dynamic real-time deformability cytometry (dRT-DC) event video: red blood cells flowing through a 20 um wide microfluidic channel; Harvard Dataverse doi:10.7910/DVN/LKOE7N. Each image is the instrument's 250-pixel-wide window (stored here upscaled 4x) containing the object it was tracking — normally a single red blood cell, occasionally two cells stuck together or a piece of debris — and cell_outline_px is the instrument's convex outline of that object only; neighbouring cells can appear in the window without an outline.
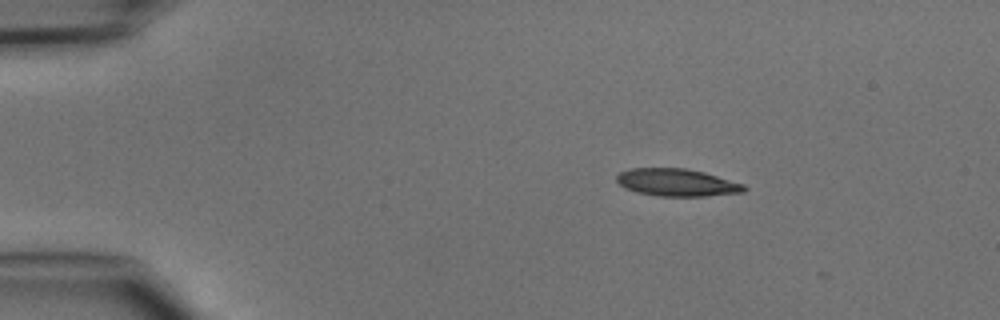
{"species": "common noctule bat (a hibernating species)", "species_latin": "Nyctalus noctula", "temperature_condition": "cold", "stored_images_in_passage": 35, "camera_frame_rate_fps": 3000, "um_per_image_px": 0.085, "animal": {"sex": "male", "body_mass_g": 15.6}, "frame": {"image": 1, "passage_image": 1, "time_ms": 0.0, "image_size_px": [1000, 320], "cell_outline_px": [[748, 188], [744, 192], [704, 196], [660, 196], [636, 192], [624, 188], [616, 180], [616, 176], [620, 172], [632, 168], [684, 168], [704, 172], [744, 184]], "centroid_in_image_um": [57.53, 15.51], "position_along_channel_um": 27.5, "area_um2": 20.35}}
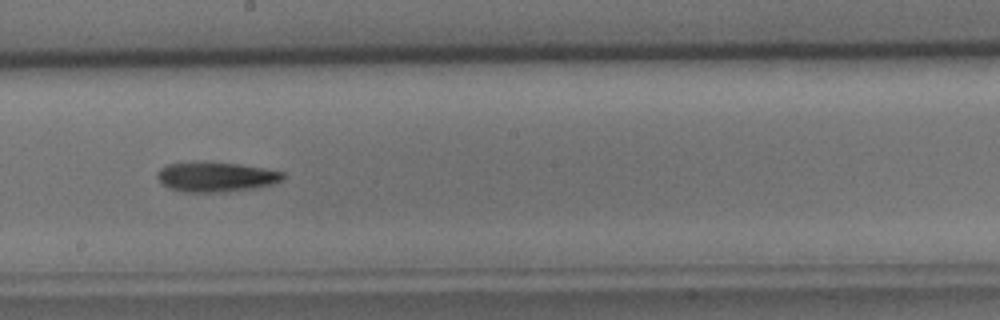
{"frame": {"image": 2, "passage_image": 20, "time_ms": 6.333, "image_size_px": [1000, 320], "cell_outline_px": [[284, 176], [280, 180], [272, 184], [256, 188], [228, 192], [180, 192], [168, 188], [156, 176], [156, 172], [160, 168], [168, 164], [236, 164], [284, 172]], "centroid_in_image_um": [18.34, 15.09], "position_along_channel_um": 229.9, "area_um2": 21.1}}
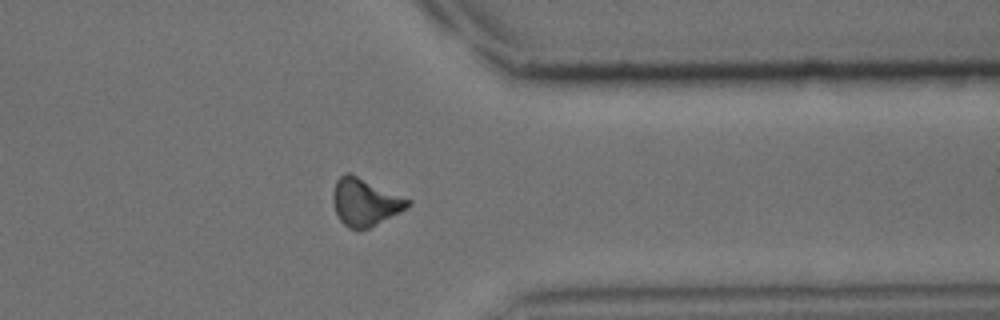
{"frame": {"image": 3, "passage_image": 31, "time_ms": 10.0, "image_size_px": [1000, 320], "cell_outline_px": [[412, 204], [368, 228], [348, 228], [340, 220], [336, 212], [332, 200], [332, 192], [336, 180], [344, 172], [348, 172], [412, 200]], "centroid_in_image_um": [30.98, 17.15], "position_along_channel_um": 380.4, "area_um2": 20.23}}